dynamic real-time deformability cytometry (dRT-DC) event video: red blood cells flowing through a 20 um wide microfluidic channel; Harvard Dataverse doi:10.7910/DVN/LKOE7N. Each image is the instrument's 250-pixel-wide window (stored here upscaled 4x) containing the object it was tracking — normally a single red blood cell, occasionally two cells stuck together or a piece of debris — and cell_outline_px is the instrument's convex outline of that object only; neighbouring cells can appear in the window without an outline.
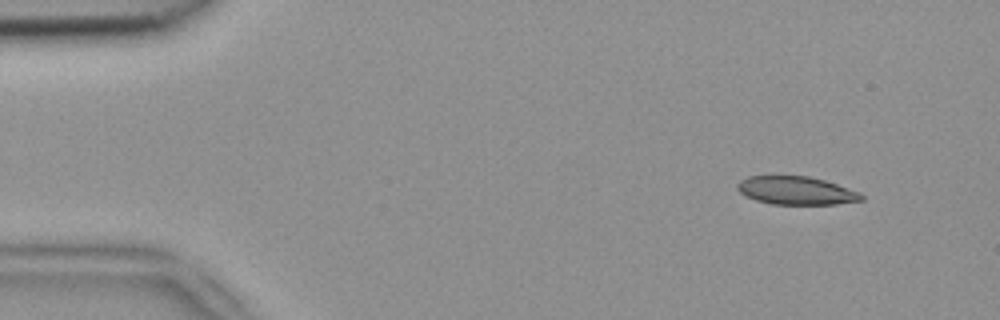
{"species": "common noctule bat (a hibernating species)", "species_latin": "Nyctalus noctula", "temperature_condition": "room temperature", "stored_images_in_passage": 4, "segment_of_instrument_passage": [2, 2], "camera_frame_rate_fps": 3000, "um_per_image_px": 0.085, "animal": {"sex": "female", "body_mass_g": 18.4}, "frame": {"image": 1, "passage_image": 4, "time_ms": 1.0, "image_size_px": [1000, 320], "cell_outline_px": [[864, 200], [836, 204], [772, 204], [756, 200], [740, 192], [736, 188], [736, 184], [740, 180], [748, 176], [808, 176], [824, 180], [860, 192], [864, 196]], "centroid_in_image_um": [67.68, 16.2], "position_along_channel_um": 17.3, "area_um2": 20.29}}